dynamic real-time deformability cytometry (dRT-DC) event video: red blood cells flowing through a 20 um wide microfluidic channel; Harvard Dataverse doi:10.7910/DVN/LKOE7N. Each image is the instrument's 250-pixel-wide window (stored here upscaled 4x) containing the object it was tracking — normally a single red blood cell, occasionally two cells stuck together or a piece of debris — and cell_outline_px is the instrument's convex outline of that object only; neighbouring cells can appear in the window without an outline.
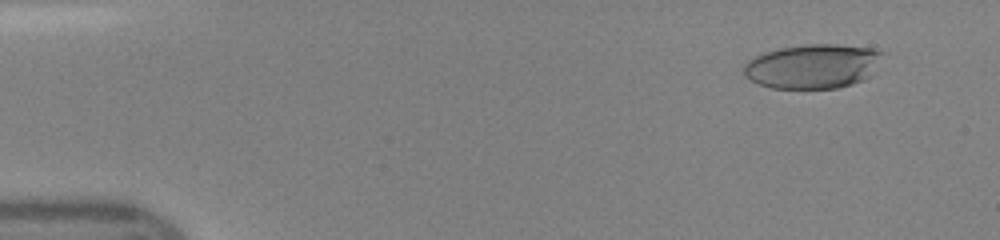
{"species": "human", "species_latin": "Homo sapiens", "temperature_condition": "room temperature", "stored_images_in_passage": 48, "camera_frame_rate_fps": 3000, "um_per_image_px": 0.085, "donor": {"sex": "female"}, "frame": {"image": 1, "passage_image": 4, "time_ms": 1.0, "image_size_px": [1000, 240], "cell_outline_px": [[888, 52], [868, 76], [864, 80], [852, 84], [836, 88], [772, 88], [760, 84], [744, 76], [744, 64], [748, 60], [764, 52], [780, 48], [808, 44], [836, 44], [872, 48]], "centroid_in_image_um": [69.12, 5.62], "position_along_channel_um": 15.9, "area_um2": 35.95}}
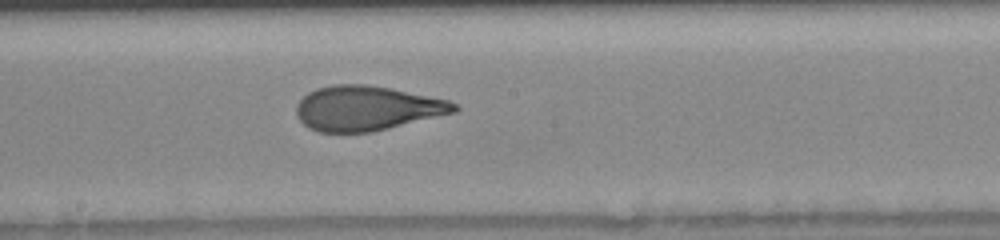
{"frame": {"image": 2, "passage_image": 26, "time_ms": 8.333, "image_size_px": [1000, 240], "cell_outline_px": [[460, 108], [456, 112], [372, 132], [316, 132], [308, 128], [296, 116], [296, 104], [308, 92], [316, 88], [332, 84], [364, 84], [392, 88], [448, 100], [456, 104]], "centroid_in_image_um": [31.16, 9.2], "position_along_channel_um": 217.0, "area_um2": 41.27}}
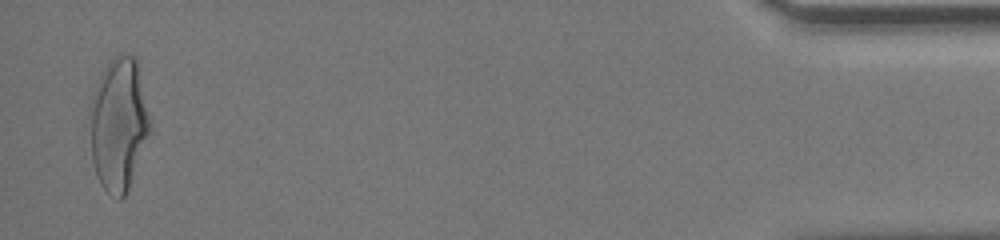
{"frame": {"image": 3, "passage_image": 46, "time_ms": 15.0, "image_size_px": [1000, 240], "cell_outline_px": [[148, 132], [128, 188], [124, 196], [120, 200], [116, 200], [100, 184], [92, 160], [92, 96], [100, 76], [108, 60], [112, 56], [124, 52], [136, 56], [148, 120]], "centroid_in_image_um": [10.06, 10.51], "position_along_channel_um": 425.1, "area_um2": 44.74}}